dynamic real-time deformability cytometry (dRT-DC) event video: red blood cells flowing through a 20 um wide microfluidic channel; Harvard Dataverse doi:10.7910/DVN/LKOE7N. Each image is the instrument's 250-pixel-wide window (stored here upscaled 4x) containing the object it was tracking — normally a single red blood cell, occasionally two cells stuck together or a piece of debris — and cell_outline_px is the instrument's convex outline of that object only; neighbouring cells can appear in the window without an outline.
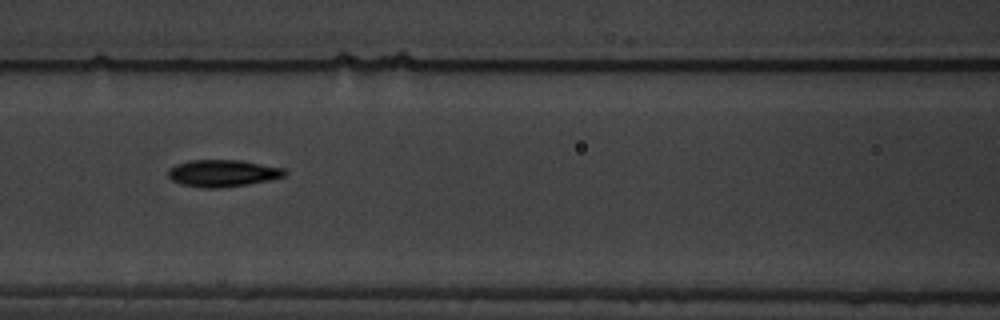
{"species": "common noctule bat (a hibernating species)", "species_latin": "Nyctalus noctula", "temperature_condition": "warm", "stored_images_in_passage": 5, "camera_frame_rate_fps": 3000, "um_per_image_px": 0.085, "animal": {"sex": "male", "body_mass_g": 19.5, "forearm_length_mm": 54.6}, "frame": {"image": 1, "passage_image": 4, "time_ms": 3.333, "image_size_px": [1000, 320], "cell_outline_px": [[288, 172], [284, 176], [268, 180], [248, 184], [216, 188], [204, 188], [180, 184], [172, 180], [168, 176], [168, 168], [176, 164], [188, 160], [244, 160], [284, 168]], "centroid_in_image_um": [18.92, 14.71], "position_along_channel_um": 147.7, "area_um2": 18.44}}